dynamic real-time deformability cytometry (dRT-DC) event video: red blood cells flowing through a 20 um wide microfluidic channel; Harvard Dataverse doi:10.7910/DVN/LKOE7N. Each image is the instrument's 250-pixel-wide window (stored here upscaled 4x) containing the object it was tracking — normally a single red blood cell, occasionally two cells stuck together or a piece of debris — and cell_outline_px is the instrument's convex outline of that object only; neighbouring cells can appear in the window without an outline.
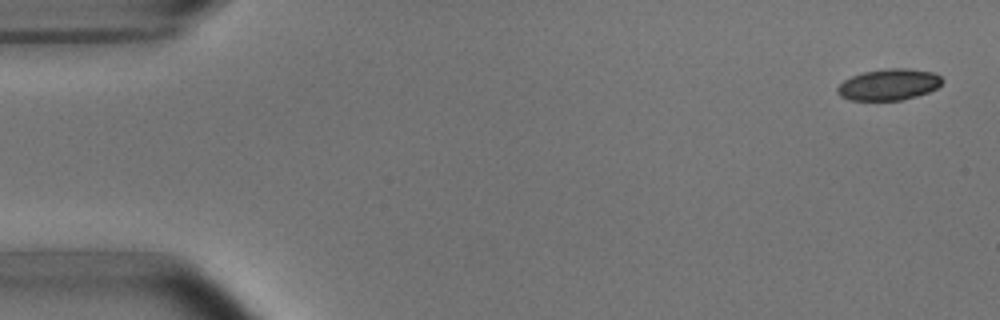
{"species": "common noctule bat (a hibernating species)", "species_latin": "Nyctalus noctula", "temperature_condition": "room temperature", "stored_images_in_passage": 4, "camera_frame_rate_fps": 3000, "um_per_image_px": 0.085, "animal": {"sex": "male", "body_mass_g": 15.6}, "frame": {"image": 1, "passage_image": 1, "time_ms": 0.0, "image_size_px": [1000, 320], "cell_outline_px": [[944, 80], [936, 88], [928, 92], [916, 96], [900, 100], [848, 100], [840, 96], [836, 92], [836, 88], [844, 80], [852, 76], [864, 72], [888, 68], [908, 68], [932, 72], [940, 76]], "centroid_in_image_um": [75.53, 7.19], "position_along_channel_um": 9.5, "area_um2": 19.07}}
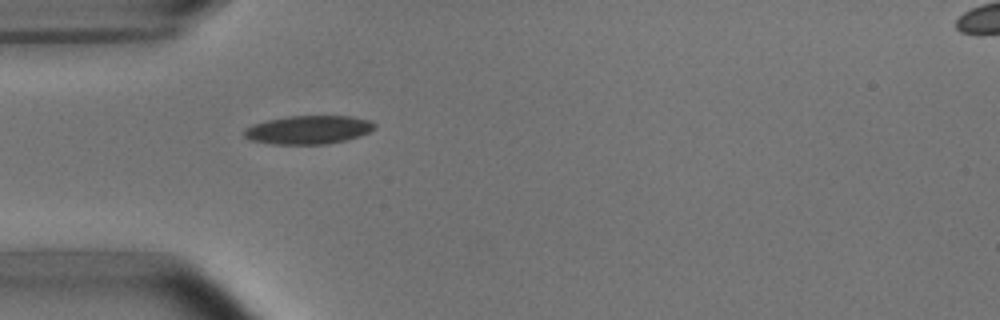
{"frame": {"image": 2, "passage_image": 4, "time_ms": 4.667, "image_size_px": [1000, 320], "cell_outline_px": [[376, 128], [360, 136], [348, 140], [328, 144], [272, 144], [248, 140], [244, 136], [244, 128], [252, 124], [268, 120], [288, 116], [352, 116], [372, 120], [376, 124]], "centroid_in_image_um": [26.23, 11.03], "position_along_channel_um": 58.8, "area_um2": 21.96}}